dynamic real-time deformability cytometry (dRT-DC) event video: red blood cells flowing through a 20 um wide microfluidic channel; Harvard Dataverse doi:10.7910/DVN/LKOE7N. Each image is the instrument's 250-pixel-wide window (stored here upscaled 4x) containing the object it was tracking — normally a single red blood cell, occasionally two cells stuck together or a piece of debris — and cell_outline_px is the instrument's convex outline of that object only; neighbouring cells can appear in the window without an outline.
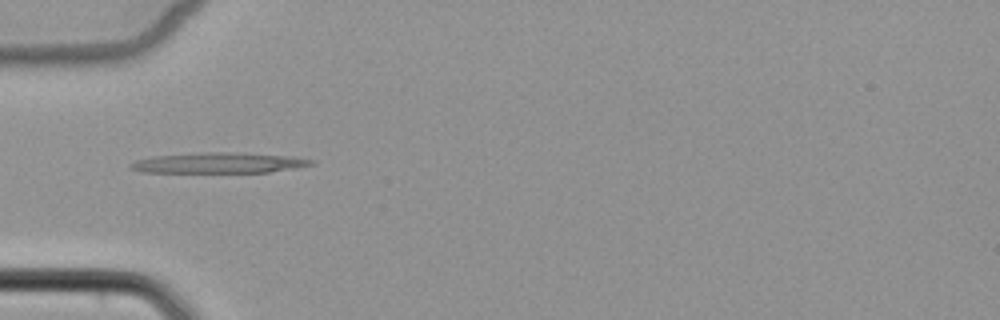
{"species": "common noctule bat (a hibernating species)", "species_latin": "Nyctalus noctula", "temperature_condition": "cold", "stored_images_in_passage": 1, "camera_frame_rate_fps": 3000, "um_per_image_px": 0.085, "animal": {"sex": "female", "body_mass_g": 22.7, "forearm_length_mm": 54.2}, "frame": {"image": 1, "passage_image": 1, "time_ms": 0.0, "image_size_px": [1000, 320], "cell_outline_px": [[316, 164], [268, 172], [140, 172], [128, 168], [128, 164], [136, 160], [152, 156], [200, 152], [228, 152], [284, 156], [316, 160]], "centroid_in_image_um": [18.5, 13.84], "position_along_channel_um": 66.5, "area_um2": 21.44}}